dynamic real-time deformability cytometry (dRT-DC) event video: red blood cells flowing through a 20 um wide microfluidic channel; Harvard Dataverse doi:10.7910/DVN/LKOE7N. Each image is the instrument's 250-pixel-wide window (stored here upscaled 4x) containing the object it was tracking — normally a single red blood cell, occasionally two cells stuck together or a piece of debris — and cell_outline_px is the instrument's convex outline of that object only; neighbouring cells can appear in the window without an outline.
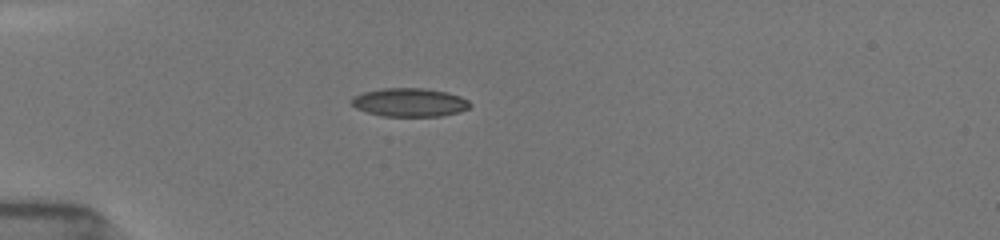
{"species": "common noctule bat (a hibernating species)", "species_latin": "Nyctalus noctula", "temperature_condition": "room temperature", "stored_images_in_passage": 41, "camera_frame_rate_fps": 3000, "um_per_image_px": 0.085, "animal": {"sex": "female", "body_mass_g": 19.5, "forearm_length_mm": 54.1}, "frame": {"image": 1, "passage_image": 4, "time_ms": 1.0, "image_size_px": [1000, 240], "cell_outline_px": [[472, 104], [468, 108], [460, 112], [440, 116], [380, 116], [356, 108], [352, 104], [352, 96], [364, 92], [380, 88], [424, 88], [444, 92], [460, 96], [468, 100]], "centroid_in_image_um": [34.81, 8.7], "position_along_channel_um": 50.2, "area_um2": 19.65}}
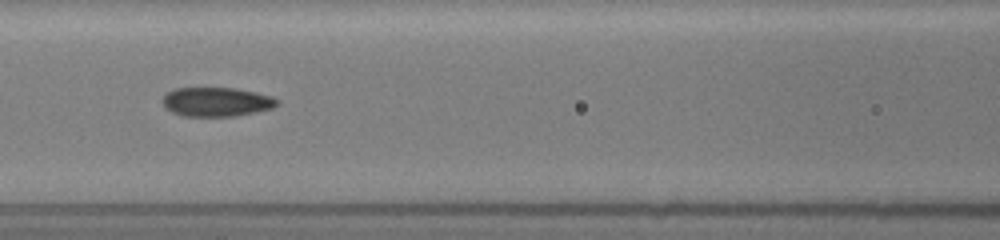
{"frame": {"image": 2, "passage_image": 13, "time_ms": 4.0, "image_size_px": [1000, 240], "cell_outline_px": [[280, 104], [272, 108], [256, 112], [236, 116], [184, 116], [172, 112], [164, 108], [160, 100], [172, 88], [236, 88], [256, 92], [272, 96], [280, 100]], "centroid_in_image_um": [18.4, 8.66], "position_along_channel_um": 148.2, "area_um2": 19.77}}
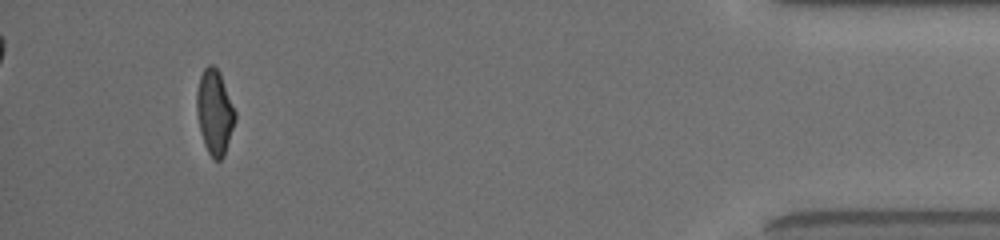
{"frame": {"image": 3, "passage_image": 38, "time_ms": 12.333, "image_size_px": [1000, 240], "cell_outline_px": [[236, 120], [224, 156], [220, 160], [216, 160], [208, 152], [204, 144], [200, 132], [196, 112], [196, 92], [200, 76], [204, 68], [208, 64], [212, 64], [220, 72], [236, 112]], "centroid_in_image_um": [18.24, 9.52], "position_along_channel_um": 417.0, "area_um2": 19.13}, "authors_computed_cell_mechanics": {"area_um2": 19.5364, "velocity_mm_per_s": 3.9426, "shape_relaxation_time_tau1_ms": null, "shape_relaxation_time_tau2_ms": 1.6724, "deformation_change_tau1": null, "deformation_change_tau2": 0.0753}}